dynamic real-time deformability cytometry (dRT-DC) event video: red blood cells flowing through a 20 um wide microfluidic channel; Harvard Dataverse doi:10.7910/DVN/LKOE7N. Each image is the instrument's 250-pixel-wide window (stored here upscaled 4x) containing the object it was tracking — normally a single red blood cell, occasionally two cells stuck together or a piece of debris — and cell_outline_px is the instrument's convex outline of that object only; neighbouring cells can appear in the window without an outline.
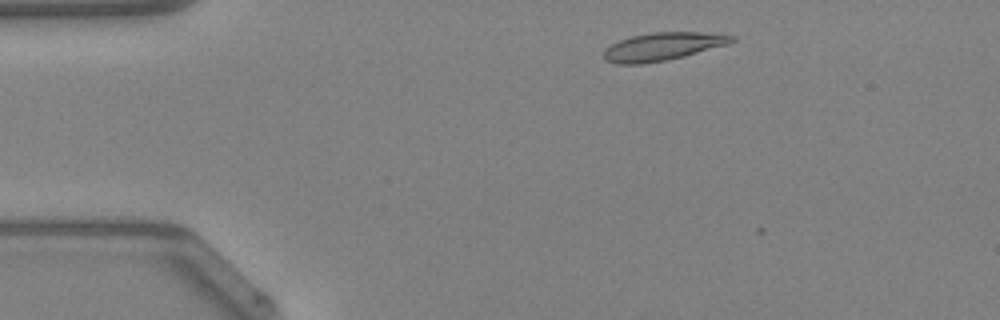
{"species": "Egyptian fruit bat (a non-hibernating species)", "species_latin": "Rousettus aegyptiacus", "temperature_condition": "warm", "stored_images_in_passage": 3, "camera_frame_rate_fps": 3000, "um_per_image_px": 0.085, "animal": {"sex": "female"}, "frame": {"image": 1, "passage_image": 2, "time_ms": 0.333, "image_size_px": [1000, 320], "cell_outline_px": [[736, 40], [728, 44], [684, 56], [664, 60], [640, 64], [616, 64], [604, 60], [604, 52], [612, 44], [620, 40], [632, 36], [652, 32], [700, 32], [736, 36]], "centroid_in_image_um": [56.34, 3.95], "position_along_channel_um": 28.7, "area_um2": 20.58}}